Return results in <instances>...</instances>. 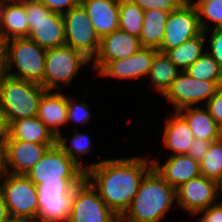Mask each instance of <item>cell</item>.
<instances>
[{
	"label": "cell",
	"mask_w": 222,
	"mask_h": 222,
	"mask_svg": "<svg viewBox=\"0 0 222 222\" xmlns=\"http://www.w3.org/2000/svg\"><path fill=\"white\" fill-rule=\"evenodd\" d=\"M152 167L153 162L143 157L105 159L86 166L85 178L120 218L130 207L142 179Z\"/></svg>",
	"instance_id": "cell-1"
},
{
	"label": "cell",
	"mask_w": 222,
	"mask_h": 222,
	"mask_svg": "<svg viewBox=\"0 0 222 222\" xmlns=\"http://www.w3.org/2000/svg\"><path fill=\"white\" fill-rule=\"evenodd\" d=\"M176 200V189L152 167L142 179L120 222H160Z\"/></svg>",
	"instance_id": "cell-2"
},
{
	"label": "cell",
	"mask_w": 222,
	"mask_h": 222,
	"mask_svg": "<svg viewBox=\"0 0 222 222\" xmlns=\"http://www.w3.org/2000/svg\"><path fill=\"white\" fill-rule=\"evenodd\" d=\"M46 51L27 37L5 41V74L41 85L44 81ZM13 64L17 67L16 73L10 72Z\"/></svg>",
	"instance_id": "cell-3"
},
{
	"label": "cell",
	"mask_w": 222,
	"mask_h": 222,
	"mask_svg": "<svg viewBox=\"0 0 222 222\" xmlns=\"http://www.w3.org/2000/svg\"><path fill=\"white\" fill-rule=\"evenodd\" d=\"M45 91L46 89L38 83L5 74L0 82V106L9 123L37 116Z\"/></svg>",
	"instance_id": "cell-4"
},
{
	"label": "cell",
	"mask_w": 222,
	"mask_h": 222,
	"mask_svg": "<svg viewBox=\"0 0 222 222\" xmlns=\"http://www.w3.org/2000/svg\"><path fill=\"white\" fill-rule=\"evenodd\" d=\"M25 5L29 34L27 38L45 49L66 45L62 14L50 11L39 0H20Z\"/></svg>",
	"instance_id": "cell-5"
},
{
	"label": "cell",
	"mask_w": 222,
	"mask_h": 222,
	"mask_svg": "<svg viewBox=\"0 0 222 222\" xmlns=\"http://www.w3.org/2000/svg\"><path fill=\"white\" fill-rule=\"evenodd\" d=\"M7 177L0 183L12 220L36 222L38 217V197L36 185L26 176L4 172Z\"/></svg>",
	"instance_id": "cell-6"
},
{
	"label": "cell",
	"mask_w": 222,
	"mask_h": 222,
	"mask_svg": "<svg viewBox=\"0 0 222 222\" xmlns=\"http://www.w3.org/2000/svg\"><path fill=\"white\" fill-rule=\"evenodd\" d=\"M35 185L44 182H82L86 171L56 143L26 175Z\"/></svg>",
	"instance_id": "cell-7"
},
{
	"label": "cell",
	"mask_w": 222,
	"mask_h": 222,
	"mask_svg": "<svg viewBox=\"0 0 222 222\" xmlns=\"http://www.w3.org/2000/svg\"><path fill=\"white\" fill-rule=\"evenodd\" d=\"M80 183L44 182L37 184L38 217L36 222H67L74 189Z\"/></svg>",
	"instance_id": "cell-8"
},
{
	"label": "cell",
	"mask_w": 222,
	"mask_h": 222,
	"mask_svg": "<svg viewBox=\"0 0 222 222\" xmlns=\"http://www.w3.org/2000/svg\"><path fill=\"white\" fill-rule=\"evenodd\" d=\"M91 60L71 46L49 48L46 51L44 81L41 86L51 91L58 83L69 84L82 66Z\"/></svg>",
	"instance_id": "cell-9"
},
{
	"label": "cell",
	"mask_w": 222,
	"mask_h": 222,
	"mask_svg": "<svg viewBox=\"0 0 222 222\" xmlns=\"http://www.w3.org/2000/svg\"><path fill=\"white\" fill-rule=\"evenodd\" d=\"M96 192L86 178L75 187L67 222H120Z\"/></svg>",
	"instance_id": "cell-10"
},
{
	"label": "cell",
	"mask_w": 222,
	"mask_h": 222,
	"mask_svg": "<svg viewBox=\"0 0 222 222\" xmlns=\"http://www.w3.org/2000/svg\"><path fill=\"white\" fill-rule=\"evenodd\" d=\"M65 29L66 45L80 51L88 59L96 56L100 38L97 35L89 16L82 5L62 14Z\"/></svg>",
	"instance_id": "cell-11"
},
{
	"label": "cell",
	"mask_w": 222,
	"mask_h": 222,
	"mask_svg": "<svg viewBox=\"0 0 222 222\" xmlns=\"http://www.w3.org/2000/svg\"><path fill=\"white\" fill-rule=\"evenodd\" d=\"M202 32L197 9L192 3H183L177 10L169 13L158 51L166 53Z\"/></svg>",
	"instance_id": "cell-12"
},
{
	"label": "cell",
	"mask_w": 222,
	"mask_h": 222,
	"mask_svg": "<svg viewBox=\"0 0 222 222\" xmlns=\"http://www.w3.org/2000/svg\"><path fill=\"white\" fill-rule=\"evenodd\" d=\"M219 85L222 82L197 80L185 71H180L163 95L173 104L175 111H178L200 101L207 103L215 95Z\"/></svg>",
	"instance_id": "cell-13"
},
{
	"label": "cell",
	"mask_w": 222,
	"mask_h": 222,
	"mask_svg": "<svg viewBox=\"0 0 222 222\" xmlns=\"http://www.w3.org/2000/svg\"><path fill=\"white\" fill-rule=\"evenodd\" d=\"M55 144H38L15 139L4 142L3 170L7 173L27 175L41 160L49 147ZM9 167L12 170H9Z\"/></svg>",
	"instance_id": "cell-14"
},
{
	"label": "cell",
	"mask_w": 222,
	"mask_h": 222,
	"mask_svg": "<svg viewBox=\"0 0 222 222\" xmlns=\"http://www.w3.org/2000/svg\"><path fill=\"white\" fill-rule=\"evenodd\" d=\"M216 181L203 175L192 178L176 188V201L191 215L209 208L217 200ZM216 199V200H215Z\"/></svg>",
	"instance_id": "cell-15"
},
{
	"label": "cell",
	"mask_w": 222,
	"mask_h": 222,
	"mask_svg": "<svg viewBox=\"0 0 222 222\" xmlns=\"http://www.w3.org/2000/svg\"><path fill=\"white\" fill-rule=\"evenodd\" d=\"M157 52V49L142 47L125 59L106 62L98 70V74L122 79H133L149 75L153 58Z\"/></svg>",
	"instance_id": "cell-16"
},
{
	"label": "cell",
	"mask_w": 222,
	"mask_h": 222,
	"mask_svg": "<svg viewBox=\"0 0 222 222\" xmlns=\"http://www.w3.org/2000/svg\"><path fill=\"white\" fill-rule=\"evenodd\" d=\"M142 48L140 39L120 29L100 39L94 69H100L106 62L125 59Z\"/></svg>",
	"instance_id": "cell-17"
},
{
	"label": "cell",
	"mask_w": 222,
	"mask_h": 222,
	"mask_svg": "<svg viewBox=\"0 0 222 222\" xmlns=\"http://www.w3.org/2000/svg\"><path fill=\"white\" fill-rule=\"evenodd\" d=\"M81 5L100 39L119 29L120 0H82Z\"/></svg>",
	"instance_id": "cell-18"
},
{
	"label": "cell",
	"mask_w": 222,
	"mask_h": 222,
	"mask_svg": "<svg viewBox=\"0 0 222 222\" xmlns=\"http://www.w3.org/2000/svg\"><path fill=\"white\" fill-rule=\"evenodd\" d=\"M152 162L155 170L175 189L182 183L201 175L200 163L187 154H172L163 165H160L155 159Z\"/></svg>",
	"instance_id": "cell-19"
},
{
	"label": "cell",
	"mask_w": 222,
	"mask_h": 222,
	"mask_svg": "<svg viewBox=\"0 0 222 222\" xmlns=\"http://www.w3.org/2000/svg\"><path fill=\"white\" fill-rule=\"evenodd\" d=\"M37 117L57 138L61 135L58 127L66 123L67 96L56 92L53 94L46 90L41 98Z\"/></svg>",
	"instance_id": "cell-20"
},
{
	"label": "cell",
	"mask_w": 222,
	"mask_h": 222,
	"mask_svg": "<svg viewBox=\"0 0 222 222\" xmlns=\"http://www.w3.org/2000/svg\"><path fill=\"white\" fill-rule=\"evenodd\" d=\"M7 139L38 144H56L57 141V138L37 116L12 121Z\"/></svg>",
	"instance_id": "cell-21"
},
{
	"label": "cell",
	"mask_w": 222,
	"mask_h": 222,
	"mask_svg": "<svg viewBox=\"0 0 222 222\" xmlns=\"http://www.w3.org/2000/svg\"><path fill=\"white\" fill-rule=\"evenodd\" d=\"M165 124L163 133L165 147L171 149L173 155L187 154L195 137L186 120L175 111V115L171 119L167 118Z\"/></svg>",
	"instance_id": "cell-22"
},
{
	"label": "cell",
	"mask_w": 222,
	"mask_h": 222,
	"mask_svg": "<svg viewBox=\"0 0 222 222\" xmlns=\"http://www.w3.org/2000/svg\"><path fill=\"white\" fill-rule=\"evenodd\" d=\"M177 112L186 120L195 138L210 142L218 140V123L207 108L189 106Z\"/></svg>",
	"instance_id": "cell-23"
},
{
	"label": "cell",
	"mask_w": 222,
	"mask_h": 222,
	"mask_svg": "<svg viewBox=\"0 0 222 222\" xmlns=\"http://www.w3.org/2000/svg\"><path fill=\"white\" fill-rule=\"evenodd\" d=\"M28 34L29 25L27 23L25 5L20 0L14 1V3L8 1L5 5L3 20L0 26V35L3 42L13 38L27 37Z\"/></svg>",
	"instance_id": "cell-24"
},
{
	"label": "cell",
	"mask_w": 222,
	"mask_h": 222,
	"mask_svg": "<svg viewBox=\"0 0 222 222\" xmlns=\"http://www.w3.org/2000/svg\"><path fill=\"white\" fill-rule=\"evenodd\" d=\"M168 11L151 9L144 11L143 28L139 39L142 47L159 49L164 37Z\"/></svg>",
	"instance_id": "cell-25"
},
{
	"label": "cell",
	"mask_w": 222,
	"mask_h": 222,
	"mask_svg": "<svg viewBox=\"0 0 222 222\" xmlns=\"http://www.w3.org/2000/svg\"><path fill=\"white\" fill-rule=\"evenodd\" d=\"M205 39L206 32H202L180 46L168 50L165 54L177 68L182 67L180 71H186L189 66L204 54L202 48Z\"/></svg>",
	"instance_id": "cell-26"
},
{
	"label": "cell",
	"mask_w": 222,
	"mask_h": 222,
	"mask_svg": "<svg viewBox=\"0 0 222 222\" xmlns=\"http://www.w3.org/2000/svg\"><path fill=\"white\" fill-rule=\"evenodd\" d=\"M179 69L162 52H157L153 58L149 76L156 90L164 94L179 73Z\"/></svg>",
	"instance_id": "cell-27"
},
{
	"label": "cell",
	"mask_w": 222,
	"mask_h": 222,
	"mask_svg": "<svg viewBox=\"0 0 222 222\" xmlns=\"http://www.w3.org/2000/svg\"><path fill=\"white\" fill-rule=\"evenodd\" d=\"M144 11L131 0H120L119 29L139 38Z\"/></svg>",
	"instance_id": "cell-28"
},
{
	"label": "cell",
	"mask_w": 222,
	"mask_h": 222,
	"mask_svg": "<svg viewBox=\"0 0 222 222\" xmlns=\"http://www.w3.org/2000/svg\"><path fill=\"white\" fill-rule=\"evenodd\" d=\"M185 72L197 80L222 82V70L208 52H204Z\"/></svg>",
	"instance_id": "cell-29"
},
{
	"label": "cell",
	"mask_w": 222,
	"mask_h": 222,
	"mask_svg": "<svg viewBox=\"0 0 222 222\" xmlns=\"http://www.w3.org/2000/svg\"><path fill=\"white\" fill-rule=\"evenodd\" d=\"M201 175L217 181L222 176V141L211 142L209 150L200 163Z\"/></svg>",
	"instance_id": "cell-30"
},
{
	"label": "cell",
	"mask_w": 222,
	"mask_h": 222,
	"mask_svg": "<svg viewBox=\"0 0 222 222\" xmlns=\"http://www.w3.org/2000/svg\"><path fill=\"white\" fill-rule=\"evenodd\" d=\"M198 12L200 26L203 32L209 29L202 17L214 22V29L222 28V0H197L192 3Z\"/></svg>",
	"instance_id": "cell-31"
},
{
	"label": "cell",
	"mask_w": 222,
	"mask_h": 222,
	"mask_svg": "<svg viewBox=\"0 0 222 222\" xmlns=\"http://www.w3.org/2000/svg\"><path fill=\"white\" fill-rule=\"evenodd\" d=\"M66 139L67 138L64 139L61 135H59L57 137L56 143L72 160L77 162L85 170L83 164H80V162L78 161V157H76V154L80 156L89 152L91 146L90 138L87 135L74 130V136L70 141L71 148L66 144Z\"/></svg>",
	"instance_id": "cell-32"
},
{
	"label": "cell",
	"mask_w": 222,
	"mask_h": 222,
	"mask_svg": "<svg viewBox=\"0 0 222 222\" xmlns=\"http://www.w3.org/2000/svg\"><path fill=\"white\" fill-rule=\"evenodd\" d=\"M137 4L143 11L159 9L162 11L177 10L183 3V0H131Z\"/></svg>",
	"instance_id": "cell-33"
},
{
	"label": "cell",
	"mask_w": 222,
	"mask_h": 222,
	"mask_svg": "<svg viewBox=\"0 0 222 222\" xmlns=\"http://www.w3.org/2000/svg\"><path fill=\"white\" fill-rule=\"evenodd\" d=\"M91 113L88 110L87 104L84 103L74 104L71 99L67 98V117L66 123L74 121L80 124L89 122Z\"/></svg>",
	"instance_id": "cell-34"
},
{
	"label": "cell",
	"mask_w": 222,
	"mask_h": 222,
	"mask_svg": "<svg viewBox=\"0 0 222 222\" xmlns=\"http://www.w3.org/2000/svg\"><path fill=\"white\" fill-rule=\"evenodd\" d=\"M209 43L211 51H208V53L215 59L222 70V28H213Z\"/></svg>",
	"instance_id": "cell-35"
},
{
	"label": "cell",
	"mask_w": 222,
	"mask_h": 222,
	"mask_svg": "<svg viewBox=\"0 0 222 222\" xmlns=\"http://www.w3.org/2000/svg\"><path fill=\"white\" fill-rule=\"evenodd\" d=\"M205 105L217 123L222 121V85L217 87L215 95Z\"/></svg>",
	"instance_id": "cell-36"
},
{
	"label": "cell",
	"mask_w": 222,
	"mask_h": 222,
	"mask_svg": "<svg viewBox=\"0 0 222 222\" xmlns=\"http://www.w3.org/2000/svg\"><path fill=\"white\" fill-rule=\"evenodd\" d=\"M42 4H44L50 11L56 12L59 14H63L64 11L62 8L64 6L67 8L65 12L70 9L81 5L82 0H39Z\"/></svg>",
	"instance_id": "cell-37"
},
{
	"label": "cell",
	"mask_w": 222,
	"mask_h": 222,
	"mask_svg": "<svg viewBox=\"0 0 222 222\" xmlns=\"http://www.w3.org/2000/svg\"><path fill=\"white\" fill-rule=\"evenodd\" d=\"M210 144L211 142L208 140L194 138L187 155H190L194 160L201 163L209 150Z\"/></svg>",
	"instance_id": "cell-38"
},
{
	"label": "cell",
	"mask_w": 222,
	"mask_h": 222,
	"mask_svg": "<svg viewBox=\"0 0 222 222\" xmlns=\"http://www.w3.org/2000/svg\"><path fill=\"white\" fill-rule=\"evenodd\" d=\"M204 213L199 222H222V205L214 203L209 208L200 211Z\"/></svg>",
	"instance_id": "cell-39"
},
{
	"label": "cell",
	"mask_w": 222,
	"mask_h": 222,
	"mask_svg": "<svg viewBox=\"0 0 222 222\" xmlns=\"http://www.w3.org/2000/svg\"><path fill=\"white\" fill-rule=\"evenodd\" d=\"M10 133V123L7 115L0 106V141L4 144Z\"/></svg>",
	"instance_id": "cell-40"
},
{
	"label": "cell",
	"mask_w": 222,
	"mask_h": 222,
	"mask_svg": "<svg viewBox=\"0 0 222 222\" xmlns=\"http://www.w3.org/2000/svg\"><path fill=\"white\" fill-rule=\"evenodd\" d=\"M11 220L12 219L5 204L4 197L0 192V222H10Z\"/></svg>",
	"instance_id": "cell-41"
},
{
	"label": "cell",
	"mask_w": 222,
	"mask_h": 222,
	"mask_svg": "<svg viewBox=\"0 0 222 222\" xmlns=\"http://www.w3.org/2000/svg\"><path fill=\"white\" fill-rule=\"evenodd\" d=\"M5 75L4 54H0V82Z\"/></svg>",
	"instance_id": "cell-42"
},
{
	"label": "cell",
	"mask_w": 222,
	"mask_h": 222,
	"mask_svg": "<svg viewBox=\"0 0 222 222\" xmlns=\"http://www.w3.org/2000/svg\"><path fill=\"white\" fill-rule=\"evenodd\" d=\"M5 2H8V1L0 0V26H1V23L3 20L4 9H5V5H6Z\"/></svg>",
	"instance_id": "cell-43"
},
{
	"label": "cell",
	"mask_w": 222,
	"mask_h": 222,
	"mask_svg": "<svg viewBox=\"0 0 222 222\" xmlns=\"http://www.w3.org/2000/svg\"><path fill=\"white\" fill-rule=\"evenodd\" d=\"M216 189H217V195H218L219 190L222 193V176L216 181ZM218 204L222 205V201L219 202Z\"/></svg>",
	"instance_id": "cell-44"
},
{
	"label": "cell",
	"mask_w": 222,
	"mask_h": 222,
	"mask_svg": "<svg viewBox=\"0 0 222 222\" xmlns=\"http://www.w3.org/2000/svg\"><path fill=\"white\" fill-rule=\"evenodd\" d=\"M4 144L0 141V163H3Z\"/></svg>",
	"instance_id": "cell-45"
},
{
	"label": "cell",
	"mask_w": 222,
	"mask_h": 222,
	"mask_svg": "<svg viewBox=\"0 0 222 222\" xmlns=\"http://www.w3.org/2000/svg\"><path fill=\"white\" fill-rule=\"evenodd\" d=\"M218 140L222 141V121L218 123Z\"/></svg>",
	"instance_id": "cell-46"
},
{
	"label": "cell",
	"mask_w": 222,
	"mask_h": 222,
	"mask_svg": "<svg viewBox=\"0 0 222 222\" xmlns=\"http://www.w3.org/2000/svg\"><path fill=\"white\" fill-rule=\"evenodd\" d=\"M4 170H3V163H0V180H1V177L4 178ZM2 182V180L0 181V183Z\"/></svg>",
	"instance_id": "cell-47"
},
{
	"label": "cell",
	"mask_w": 222,
	"mask_h": 222,
	"mask_svg": "<svg viewBox=\"0 0 222 222\" xmlns=\"http://www.w3.org/2000/svg\"><path fill=\"white\" fill-rule=\"evenodd\" d=\"M3 47H4V42H3L1 35H0V54H4Z\"/></svg>",
	"instance_id": "cell-48"
},
{
	"label": "cell",
	"mask_w": 222,
	"mask_h": 222,
	"mask_svg": "<svg viewBox=\"0 0 222 222\" xmlns=\"http://www.w3.org/2000/svg\"><path fill=\"white\" fill-rule=\"evenodd\" d=\"M10 222H27V221H23V220H11Z\"/></svg>",
	"instance_id": "cell-49"
},
{
	"label": "cell",
	"mask_w": 222,
	"mask_h": 222,
	"mask_svg": "<svg viewBox=\"0 0 222 222\" xmlns=\"http://www.w3.org/2000/svg\"><path fill=\"white\" fill-rule=\"evenodd\" d=\"M183 1H184V3H192L191 0H183Z\"/></svg>",
	"instance_id": "cell-50"
}]
</instances>
